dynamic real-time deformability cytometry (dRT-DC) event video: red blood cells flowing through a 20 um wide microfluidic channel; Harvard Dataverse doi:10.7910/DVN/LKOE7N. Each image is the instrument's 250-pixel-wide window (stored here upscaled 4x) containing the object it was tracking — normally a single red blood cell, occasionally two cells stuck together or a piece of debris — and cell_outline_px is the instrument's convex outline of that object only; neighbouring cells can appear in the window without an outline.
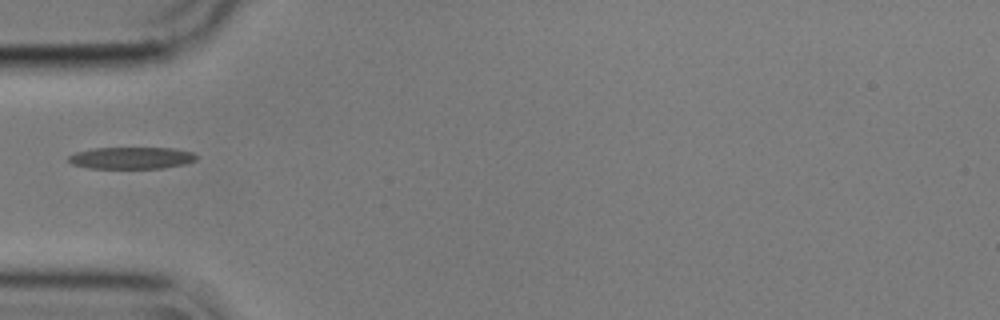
{"species": "common noctule bat (a hibernating species)", "species_latin": "Nyctalus noctula", "temperature_condition": "cold", "stored_images_in_passage": 23, "camera_frame_rate_fps": 3000, "um_per_image_px": 0.085, "animal": {"sex": "male", "body_mass_g": 17.9}, "frame": {"image": 1, "passage_image": 1, "time_ms": 0.0, "image_size_px": [1000, 320], "cell_outline_px": [[196, 160], [184, 164], [164, 168], [88, 168], [72, 164], [68, 160], [68, 156], [76, 152], [92, 148], [172, 148], [192, 152], [196, 156]], "centroid_in_image_um": [11.15, 13.42], "position_along_channel_um": 73.9, "area_um2": 16.24}}
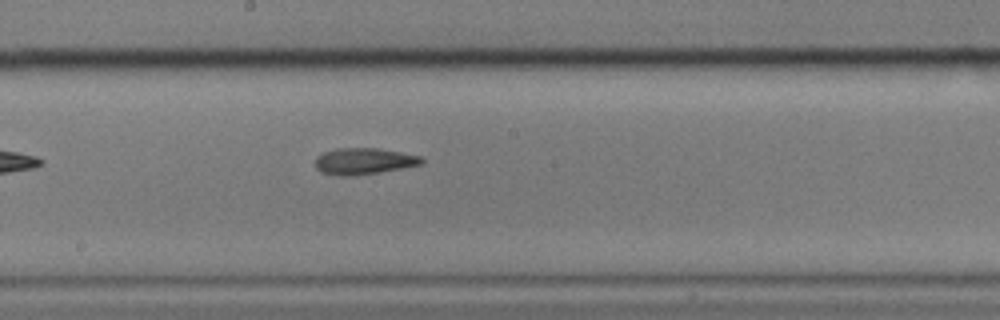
{"frame": {"image": 2, "passage_image": 13, "time_ms": 4.0, "image_size_px": [1000, 320], "cell_outline_px": [[424, 164], [380, 172], [352, 176], [340, 176], [320, 172], [316, 168], [316, 156], [324, 152], [336, 148], [376, 148], [400, 152], [420, 156], [424, 160]], "centroid_in_image_um": [30.92, 13.7], "position_along_channel_um": 217.3, "area_um2": 16.42}}
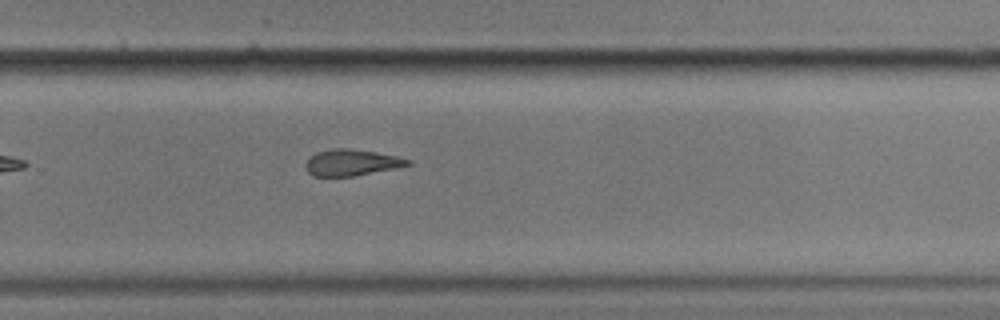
{"frame": {"image": 3, "passage_image": 20, "time_ms": 6.333, "image_size_px": [1000, 320], "cell_outline_px": [[412, 164], [396, 168], [352, 176], [312, 176], [308, 172], [304, 164], [316, 152], [332, 148], [348, 148], [376, 152], [396, 156], [412, 160]], "centroid_in_image_um": [29.89, 13.81], "position_along_channel_um": 299.9, "area_um2": 15.61}}